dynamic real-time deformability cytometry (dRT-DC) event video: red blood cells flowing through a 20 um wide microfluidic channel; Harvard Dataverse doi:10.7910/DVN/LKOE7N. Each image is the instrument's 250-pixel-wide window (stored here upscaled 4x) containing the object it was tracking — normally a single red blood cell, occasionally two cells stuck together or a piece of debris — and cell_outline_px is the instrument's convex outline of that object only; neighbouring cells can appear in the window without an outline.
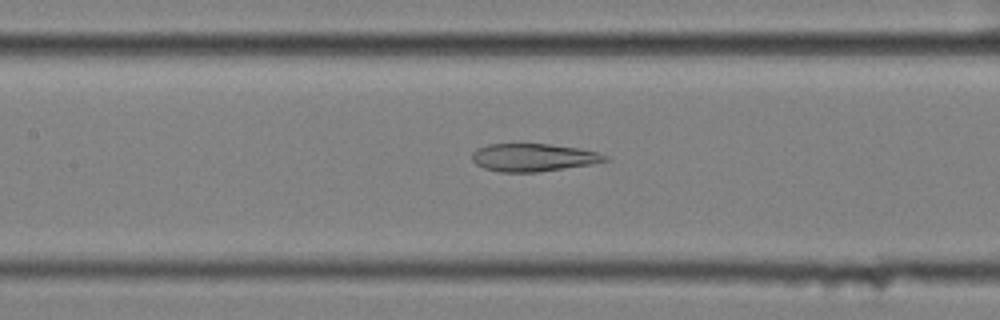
{"species": "common noctule bat (a hibernating species)", "species_latin": "Nyctalus noctula", "temperature_condition": "cold", "stored_images_in_passage": 58, "camera_frame_rate_fps": 3000, "um_per_image_px": 0.085, "animal": {"sex": "female", "body_mass_g": 25.1}, "frame": {"image": 1, "passage_image": 27, "time_ms": 8.667, "image_size_px": [1000, 320], "cell_outline_px": [[612, 160], [592, 164], [536, 172], [500, 172], [484, 168], [476, 164], [472, 160], [472, 152], [476, 148], [488, 144], [552, 144], [580, 148], [596, 152], [608, 156]], "centroid_in_image_um": [45.34, 13.38], "position_along_channel_um": 162.1, "area_um2": 21.68}}
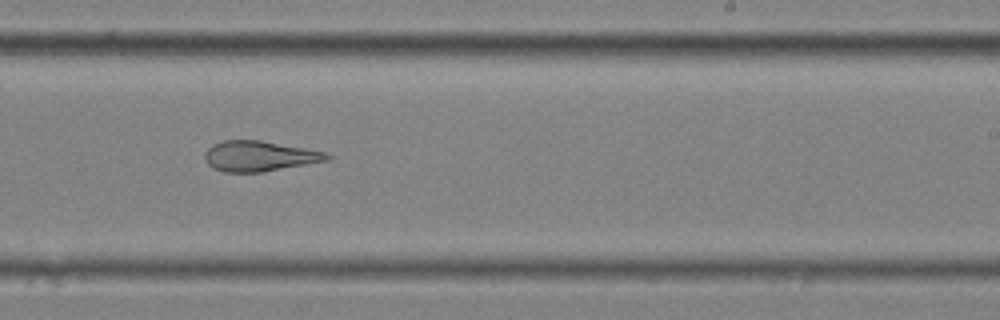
{"frame": {"image": 2, "passage_image": 36, "time_ms": 11.667, "image_size_px": [1000, 320], "cell_outline_px": [[332, 156], [328, 160], [264, 172], [224, 172], [212, 168], [208, 164], [204, 156], [204, 152], [212, 144], [224, 140], [260, 140], [324, 152]], "centroid_in_image_um": [21.99, 13.27], "position_along_channel_um": 267.0, "area_um2": 21.5}}
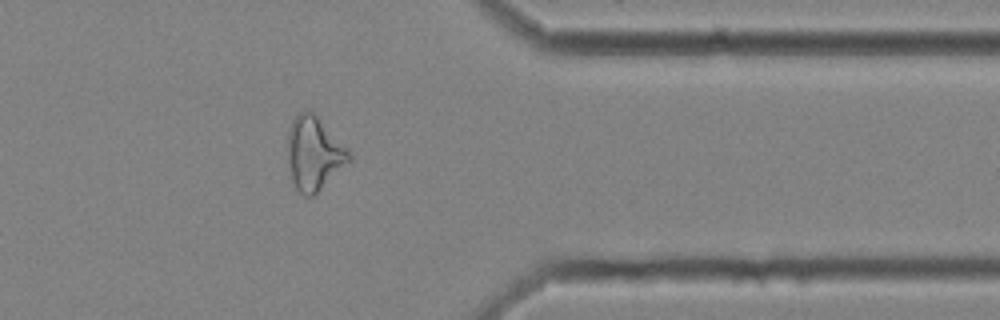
{"frame": {"image": 3, "passage_image": 47, "time_ms": 15.333, "image_size_px": [1000, 320], "cell_outline_px": [[352, 160], [312, 196], [304, 196], [296, 188], [292, 180], [288, 164], [288, 128], [292, 120], [304, 108], [312, 112], [348, 148], [352, 156]], "centroid_in_image_um": [26.69, 13.03], "position_along_channel_um": 384.7, "area_um2": 26.13}, "authors_computed_cell_mechanics": {"area_um2": 28.0619, "velocity_mm_per_s": 3.5105, "shape_relaxation_time_tau1_ms": null, "shape_relaxation_time_tau2_ms": 3.0982, "deformation_change_tau1": null, "deformation_change_tau2": 0.1321}}